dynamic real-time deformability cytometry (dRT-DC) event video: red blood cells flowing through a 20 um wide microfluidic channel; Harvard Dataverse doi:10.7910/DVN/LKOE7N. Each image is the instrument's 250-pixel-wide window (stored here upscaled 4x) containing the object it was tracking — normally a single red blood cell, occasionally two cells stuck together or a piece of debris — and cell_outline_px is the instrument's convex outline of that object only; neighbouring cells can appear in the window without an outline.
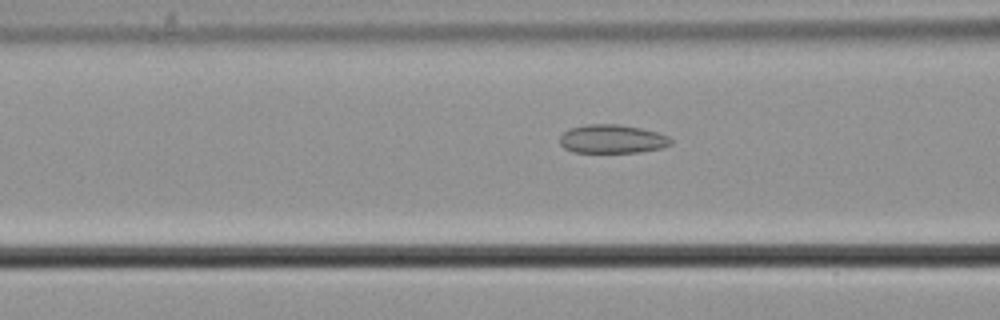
{"species": "common noctule bat (a hibernating species)", "species_latin": "Nyctalus noctula", "temperature_condition": "cold", "stored_images_in_passage": 13, "camera_frame_rate_fps": 3000, "um_per_image_px": 0.085, "animal": {"sex": "male", "body_mass_g": 21.5, "forearm_length_mm": 52.0}, "frame": {"image": 1, "passage_image": 8, "time_ms": 2.333, "image_size_px": [1000, 320], "cell_outline_px": [[672, 144], [664, 148], [640, 152], [572, 152], [564, 148], [560, 144], [560, 136], [568, 128], [584, 124], [620, 124], [640, 128], [656, 132], [668, 136], [672, 140]], "centroid_in_image_um": [52.03, 11.81], "position_along_channel_um": 114.6, "area_um2": 18.73}}